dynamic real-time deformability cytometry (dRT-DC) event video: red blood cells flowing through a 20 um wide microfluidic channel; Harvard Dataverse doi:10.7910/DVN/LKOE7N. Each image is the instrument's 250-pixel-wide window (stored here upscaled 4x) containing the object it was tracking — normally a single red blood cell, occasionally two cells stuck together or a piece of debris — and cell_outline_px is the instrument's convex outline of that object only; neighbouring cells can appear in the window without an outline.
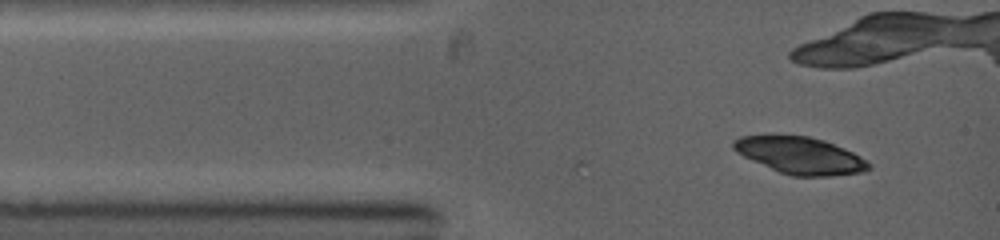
{"species": "common noctule bat (a hibernating species)", "species_latin": "Nyctalus noctula", "temperature_condition": "warm", "stored_images_in_passage": 7, "camera_frame_rate_fps": 5000, "um_per_image_px": 0.085, "animal": {"sex": "female", "body_mass_g": 19.0, "forearm_length_mm": 53.3}, "frame": {"image": 1, "passage_image": 1, "time_ms": 0.0, "image_size_px": [1000, 240], "cell_outline_px": [[872, 168], [860, 172], [828, 176], [792, 176], [780, 172], [752, 160], [736, 152], [732, 148], [732, 140], [740, 136], [808, 136], [824, 140], [844, 148], [868, 160], [872, 164]], "centroid_in_image_um": [68.03, 13.22], "position_along_channel_um": 17.0, "area_um2": 28.84}}